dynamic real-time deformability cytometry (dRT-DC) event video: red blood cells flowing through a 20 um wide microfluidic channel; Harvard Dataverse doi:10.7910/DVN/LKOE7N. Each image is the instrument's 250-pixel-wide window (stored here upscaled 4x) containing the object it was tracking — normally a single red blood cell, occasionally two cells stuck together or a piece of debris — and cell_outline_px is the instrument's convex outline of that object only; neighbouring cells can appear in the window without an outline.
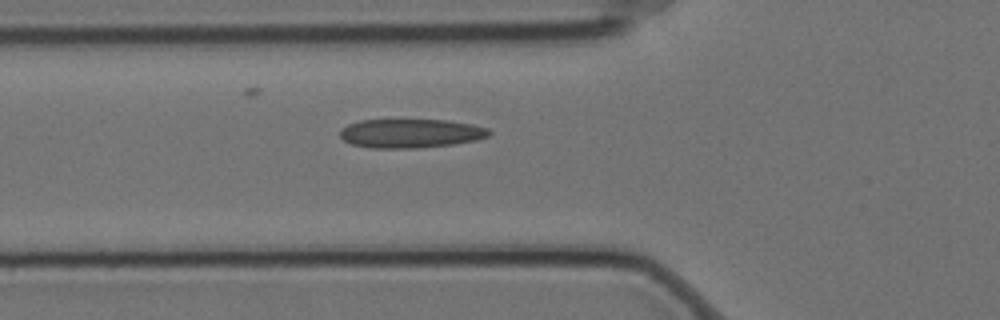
{"species": "Egyptian fruit bat (a non-hibernating species)", "species_latin": "Rousettus aegyptiacus", "temperature_condition": "cold", "stored_images_in_passage": 5, "camera_frame_rate_fps": 3000, "um_per_image_px": 0.085, "animal": {"sex": "female"}, "frame": {"image": 1, "passage_image": 5, "time_ms": 1.333, "image_size_px": [1000, 320], "cell_outline_px": [[492, 132], [488, 136], [476, 140], [452, 144], [416, 148], [372, 148], [352, 144], [344, 140], [340, 136], [340, 128], [348, 124], [360, 120], [448, 120], [472, 124], [488, 128]], "centroid_in_image_um": [34.9, 11.33], "position_along_channel_um": 90.9, "area_um2": 25.14}}